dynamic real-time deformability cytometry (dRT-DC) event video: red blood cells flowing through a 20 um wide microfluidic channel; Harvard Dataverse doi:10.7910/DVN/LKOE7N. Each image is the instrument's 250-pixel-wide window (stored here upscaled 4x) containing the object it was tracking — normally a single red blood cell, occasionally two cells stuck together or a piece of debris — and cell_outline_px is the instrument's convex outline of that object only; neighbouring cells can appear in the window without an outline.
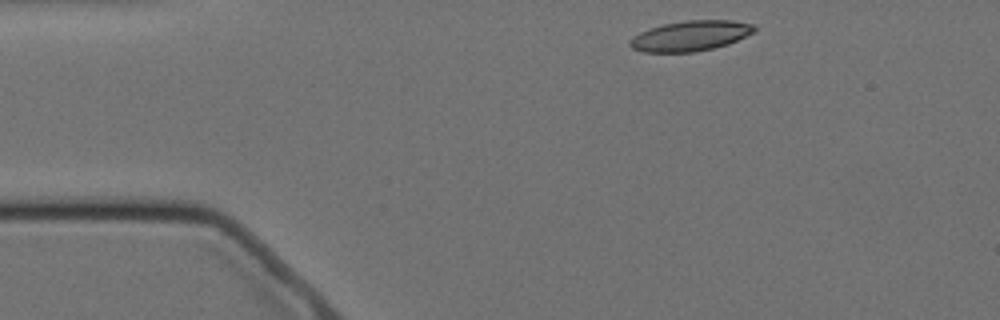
{"species": "Egyptian fruit bat (a non-hibernating species)", "species_latin": "Rousettus aegyptiacus", "temperature_condition": "cold", "stored_images_in_passage": 3, "camera_frame_rate_fps": 3000, "um_per_image_px": 0.085, "animal": {"sex": "female"}, "frame": {"image": 1, "passage_image": 1, "time_ms": 0.0, "image_size_px": [1000, 320], "cell_outline_px": [[756, 32], [728, 44], [712, 48], [692, 52], [644, 52], [632, 48], [628, 44], [628, 40], [640, 32], [664, 24], [684, 20], [732, 20], [752, 24], [756, 28]], "centroid_in_image_um": [58.7, 3.04], "position_along_channel_um": 26.3, "area_um2": 21.91}}
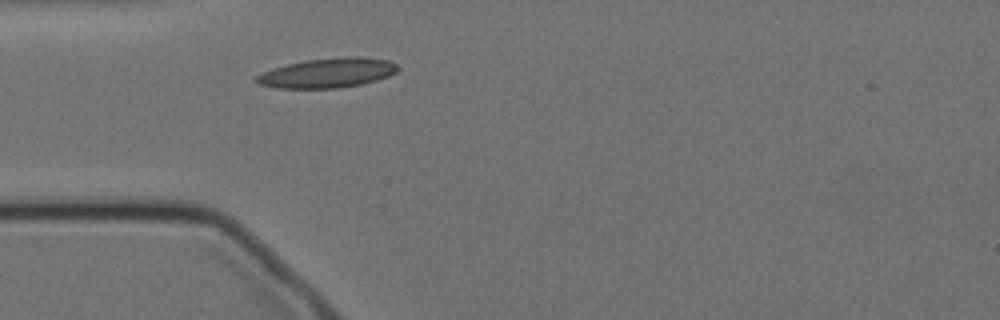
{"frame": {"image": 2, "passage_image": 3, "time_ms": 2.333, "image_size_px": [1000, 320], "cell_outline_px": [[400, 68], [396, 72], [388, 76], [376, 80], [360, 84], [340, 88], [276, 88], [260, 84], [252, 80], [256, 76], [272, 68], [304, 60], [344, 56], [360, 56], [388, 60], [396, 64]], "centroid_in_image_um": [27.84, 6.19], "position_along_channel_um": 57.2, "area_um2": 24.51}}